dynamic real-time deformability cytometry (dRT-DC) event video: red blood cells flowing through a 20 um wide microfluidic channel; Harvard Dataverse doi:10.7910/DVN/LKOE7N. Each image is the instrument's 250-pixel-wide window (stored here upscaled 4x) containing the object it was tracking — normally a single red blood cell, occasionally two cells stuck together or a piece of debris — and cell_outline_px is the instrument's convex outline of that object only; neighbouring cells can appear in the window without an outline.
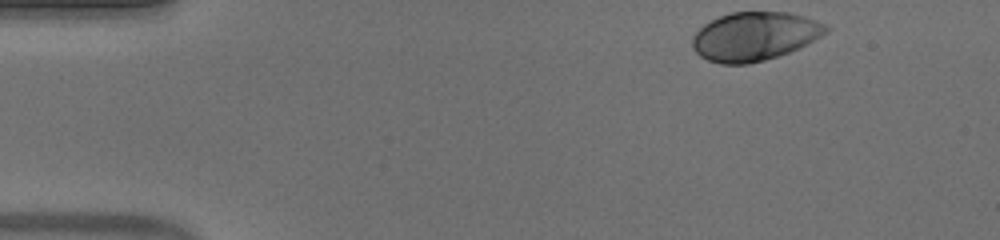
{"species": "human", "species_latin": "Homo sapiens", "temperature_condition": "warm", "stored_images_in_passage": 39, "camera_frame_rate_fps": 3000, "um_per_image_px": 0.085, "donor": {"sex": "male"}, "frame": {"image": 1, "passage_image": 1, "time_ms": 0.0, "image_size_px": [1000, 240], "cell_outline_px": [[832, 28], [828, 32], [788, 52], [764, 60], [748, 64], [720, 64], [708, 60], [700, 56], [692, 48], [692, 36], [704, 24], [720, 16], [732, 12], [788, 12], [804, 16], [816, 20]], "centroid_in_image_um": [64.11, 3.08], "position_along_channel_um": 20.9, "area_um2": 37.63}}
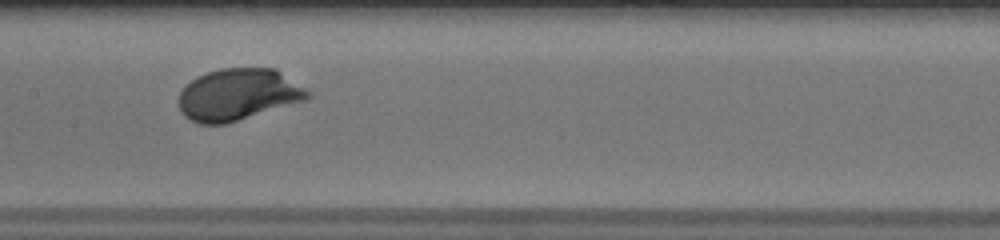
{"frame": {"image": 2, "passage_image": 21, "time_ms": 6.667, "image_size_px": [1000, 240], "cell_outline_px": [[312, 96], [308, 100], [224, 124], [196, 124], [184, 116], [180, 112], [176, 100], [180, 92], [196, 76], [220, 68], [276, 68], [312, 92]], "centroid_in_image_um": [20.25, 8.04], "position_along_channel_um": 187.2, "area_um2": 39.36}}
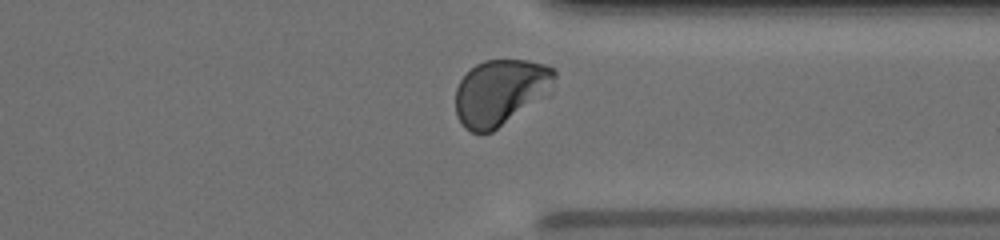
{"frame": {"image": 3, "passage_image": 35, "time_ms": 11.333, "image_size_px": [1000, 240], "cell_outline_px": [[556, 76], [552, 92], [548, 96], [492, 132], [472, 132], [464, 128], [456, 116], [456, 88], [460, 80], [476, 64], [484, 60], [528, 60], [544, 64], [552, 68], [556, 72]], "centroid_in_image_um": [42.57, 7.85], "position_along_channel_um": 368.8, "area_um2": 38.49}, "authors_computed_cell_mechanics": {"area_um2": 37.57, "velocity_mm_per_s": 3.9032, "shape_relaxation_time_tau1_ms": 1.8862, "shape_relaxation_time_tau2_ms": null, "deformation_change_tau1": 0.1438, "deformation_change_tau2": null}}